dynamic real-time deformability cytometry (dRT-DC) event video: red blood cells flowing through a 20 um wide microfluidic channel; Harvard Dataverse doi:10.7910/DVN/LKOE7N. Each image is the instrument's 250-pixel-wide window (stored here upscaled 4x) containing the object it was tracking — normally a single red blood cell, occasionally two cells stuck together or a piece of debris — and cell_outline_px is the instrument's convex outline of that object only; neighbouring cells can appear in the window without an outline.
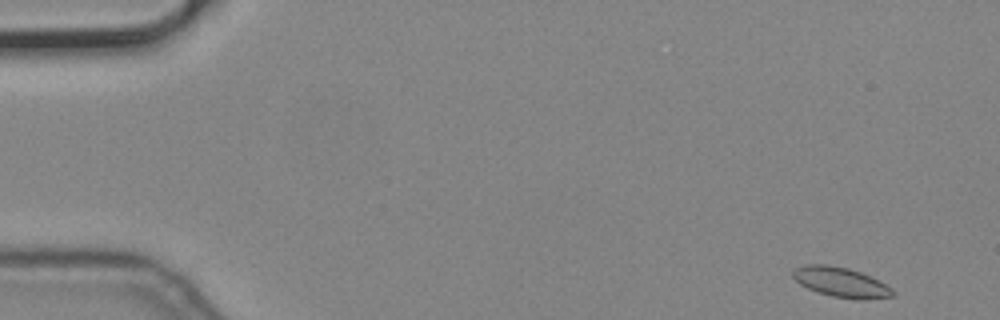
{"species": "common noctule bat (a hibernating species)", "species_latin": "Nyctalus noctula", "temperature_condition": "cold", "stored_images_in_passage": 3, "camera_frame_rate_fps": 3000, "um_per_image_px": 0.085, "animal": {"sex": "male", "body_mass_g": 19.2, "forearm_length_mm": 51.8}, "frame": {"image": 1, "passage_image": 1, "time_ms": 0.0, "image_size_px": [1000, 320], "cell_outline_px": [[896, 292], [892, 296], [832, 296], [808, 288], [800, 284], [792, 276], [792, 268], [804, 264], [828, 264], [848, 268], [860, 272], [892, 288]], "centroid_in_image_um": [71.34, 23.9], "position_along_channel_um": 13.7, "area_um2": 16.36}}